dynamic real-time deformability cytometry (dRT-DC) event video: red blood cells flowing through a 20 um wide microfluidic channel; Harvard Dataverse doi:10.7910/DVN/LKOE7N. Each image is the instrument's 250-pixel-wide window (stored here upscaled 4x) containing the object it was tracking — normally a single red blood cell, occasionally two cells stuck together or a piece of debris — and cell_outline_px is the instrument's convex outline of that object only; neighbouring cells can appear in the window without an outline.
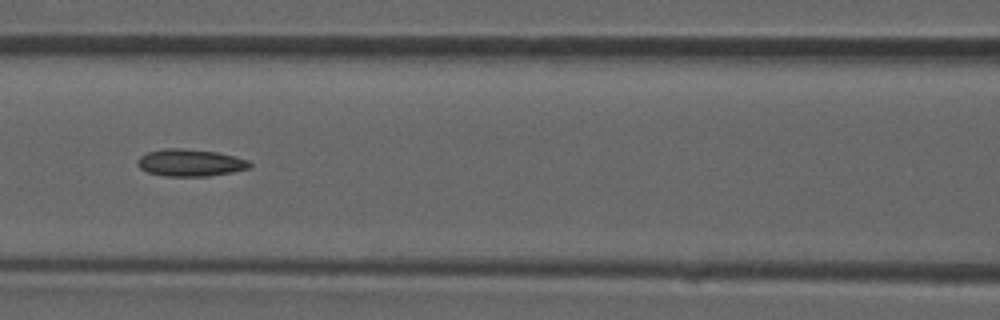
{"species": "common noctule bat (a hibernating species)", "species_latin": "Nyctalus noctula", "temperature_condition": "room temperature", "stored_images_in_passage": 39, "camera_frame_rate_fps": 3000, "um_per_image_px": 0.085, "animal": {"sex": "male", "forearm_length_mm": 52.5}, "frame": {"image": 1, "passage_image": 17, "time_ms": 5.333, "image_size_px": [1000, 320], "cell_outline_px": [[252, 164], [248, 168], [232, 172], [208, 176], [168, 176], [148, 172], [140, 168], [136, 164], [136, 160], [140, 156], [148, 152], [168, 148], [180, 148], [216, 152], [236, 156], [248, 160]], "centroid_in_image_um": [16.16, 13.83], "position_along_channel_um": 150.4, "area_um2": 17.63}}